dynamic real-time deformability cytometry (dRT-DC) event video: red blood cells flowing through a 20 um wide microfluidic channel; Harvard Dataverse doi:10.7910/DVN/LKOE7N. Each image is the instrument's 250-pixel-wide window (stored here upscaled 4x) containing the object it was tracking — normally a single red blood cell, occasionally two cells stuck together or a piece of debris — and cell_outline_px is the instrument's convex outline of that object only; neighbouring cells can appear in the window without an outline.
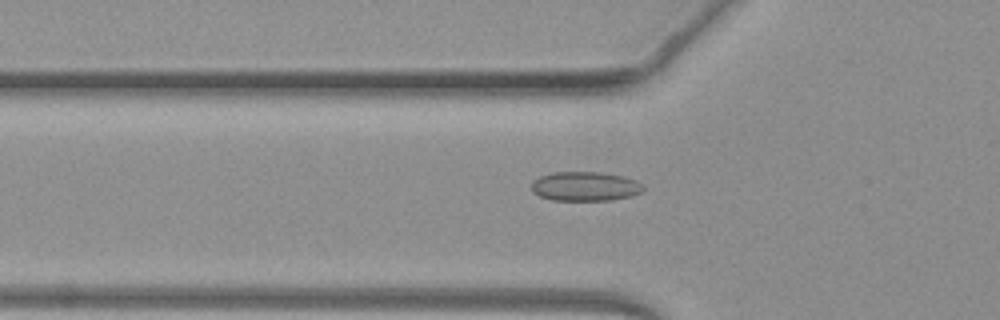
{"species": "common noctule bat (a hibernating species)", "species_latin": "Nyctalus noctula", "temperature_condition": "warm", "stored_images_in_passage": 33, "camera_frame_rate_fps": 3000, "um_per_image_px": 0.085, "animal": {"sex": "female", "body_mass_g": 19.3, "forearm_length_mm": 54.1}, "frame": {"image": 1, "passage_image": 4, "time_ms": 1.0, "image_size_px": [1000, 320], "cell_outline_px": [[644, 192], [632, 196], [612, 200], [552, 200], [540, 196], [532, 192], [532, 180], [540, 176], [552, 172], [600, 172], [624, 176], [636, 180], [644, 188]], "centroid_in_image_um": [49.74, 15.84], "position_along_channel_um": 76.1, "area_um2": 19.25}}
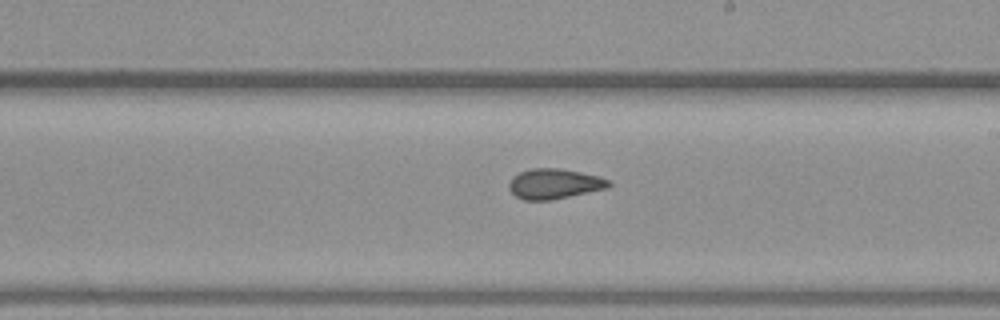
{"frame": {"image": 2, "passage_image": 16, "time_ms": 5.0, "image_size_px": [1000, 320], "cell_outline_px": [[612, 184], [608, 188], [552, 200], [524, 200], [516, 196], [508, 188], [508, 184], [512, 176], [520, 172], [532, 168], [560, 168], [600, 176], [608, 180]], "centroid_in_image_um": [47.11, 15.62], "position_along_channel_um": 241.9, "area_um2": 17.63}}
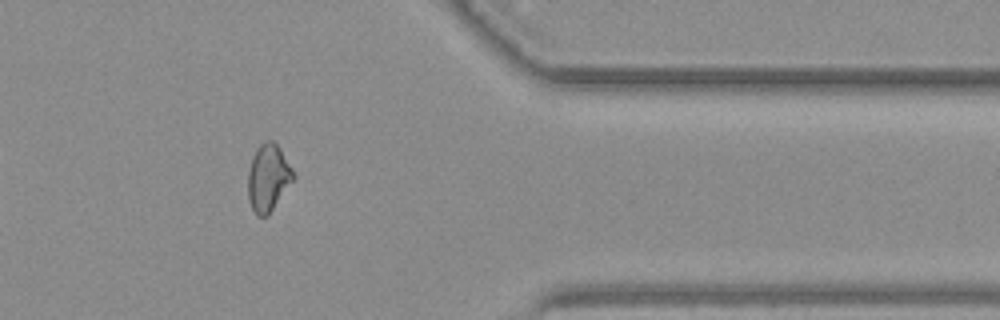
{"frame": {"image": 3, "passage_image": 28, "time_ms": 9.0, "image_size_px": [1000, 320], "cell_outline_px": [[296, 176], [268, 216], [256, 216], [248, 200], [248, 172], [252, 156], [256, 148], [264, 140], [272, 140], [280, 148], [292, 168]], "centroid_in_image_um": [22.79, 15.1], "position_along_channel_um": 388.6, "area_um2": 17.86}, "authors_computed_cell_mechanics": {"area_um2": 17.7446, "velocity_mm_per_s": 4.1267, "shape_relaxation_time_tau1_ms": null, "shape_relaxation_time_tau2_ms": 2.5608, "deformation_change_tau1": null, "deformation_change_tau2": 0.0884}}